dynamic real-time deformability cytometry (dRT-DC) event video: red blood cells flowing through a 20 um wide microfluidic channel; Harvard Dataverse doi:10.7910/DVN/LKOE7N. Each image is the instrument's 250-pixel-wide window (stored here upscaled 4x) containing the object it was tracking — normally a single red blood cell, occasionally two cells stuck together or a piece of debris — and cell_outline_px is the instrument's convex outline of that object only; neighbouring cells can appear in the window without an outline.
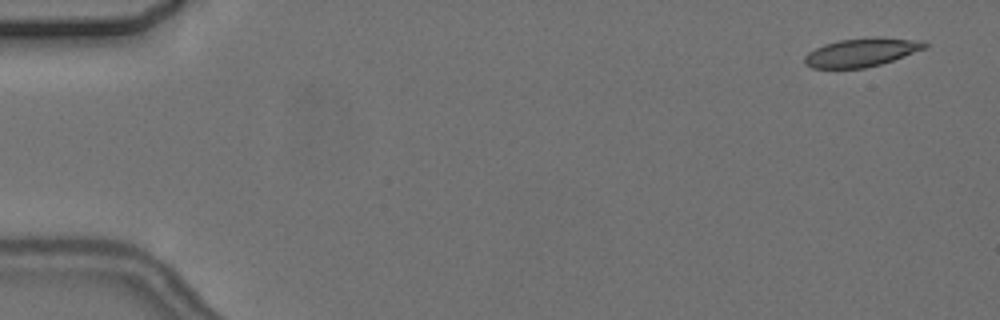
{"species": "common noctule bat (a hibernating species)", "species_latin": "Nyctalus noctula", "temperature_condition": "cold", "stored_images_in_passage": 5, "camera_frame_rate_fps": 3000, "um_per_image_px": 0.085, "animal": {"sex": "female", "body_mass_g": 24.6, "forearm_length_mm": 56.2}, "frame": {"image": 1, "passage_image": 1, "time_ms": 0.0, "image_size_px": [1000, 320], "cell_outline_px": [[928, 44], [924, 48], [892, 60], [880, 64], [864, 68], [812, 68], [804, 64], [804, 56], [808, 52], [824, 44], [840, 40], [872, 36], [876, 36], [924, 40]], "centroid_in_image_um": [73.21, 4.43], "position_along_channel_um": 11.8, "area_um2": 20.0}}